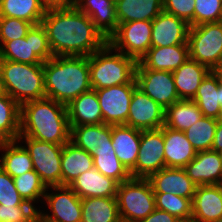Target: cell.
Listing matches in <instances>:
<instances>
[{"label":"cell","instance_id":"44dd1931","mask_svg":"<svg viewBox=\"0 0 222 222\" xmlns=\"http://www.w3.org/2000/svg\"><path fill=\"white\" fill-rule=\"evenodd\" d=\"M74 6L93 21L95 28L108 40L117 30L116 5L110 0H76Z\"/></svg>","mask_w":222,"mask_h":222},{"label":"cell","instance_id":"e575fe53","mask_svg":"<svg viewBox=\"0 0 222 222\" xmlns=\"http://www.w3.org/2000/svg\"><path fill=\"white\" fill-rule=\"evenodd\" d=\"M46 9L41 0H3L0 17L18 18L38 25Z\"/></svg>","mask_w":222,"mask_h":222},{"label":"cell","instance_id":"91938a15","mask_svg":"<svg viewBox=\"0 0 222 222\" xmlns=\"http://www.w3.org/2000/svg\"><path fill=\"white\" fill-rule=\"evenodd\" d=\"M75 1H76V0H72V6H74Z\"/></svg>","mask_w":222,"mask_h":222},{"label":"cell","instance_id":"7a4b0ae2","mask_svg":"<svg viewBox=\"0 0 222 222\" xmlns=\"http://www.w3.org/2000/svg\"><path fill=\"white\" fill-rule=\"evenodd\" d=\"M71 128L65 105L49 98L21 105L20 135L64 145L70 141Z\"/></svg>","mask_w":222,"mask_h":222},{"label":"cell","instance_id":"2e32d148","mask_svg":"<svg viewBox=\"0 0 222 222\" xmlns=\"http://www.w3.org/2000/svg\"><path fill=\"white\" fill-rule=\"evenodd\" d=\"M189 27L184 20L164 11L160 12L152 20L151 47L188 44Z\"/></svg>","mask_w":222,"mask_h":222},{"label":"cell","instance_id":"74e56055","mask_svg":"<svg viewBox=\"0 0 222 222\" xmlns=\"http://www.w3.org/2000/svg\"><path fill=\"white\" fill-rule=\"evenodd\" d=\"M15 187L20 196L26 201L30 202L36 208L37 203H43L44 194L46 193V185L41 181L40 176L34 171L30 170L13 178Z\"/></svg>","mask_w":222,"mask_h":222},{"label":"cell","instance_id":"9a60e30c","mask_svg":"<svg viewBox=\"0 0 222 222\" xmlns=\"http://www.w3.org/2000/svg\"><path fill=\"white\" fill-rule=\"evenodd\" d=\"M164 123L165 109L136 86L125 125L139 130H155L161 129Z\"/></svg>","mask_w":222,"mask_h":222},{"label":"cell","instance_id":"4316f807","mask_svg":"<svg viewBox=\"0 0 222 222\" xmlns=\"http://www.w3.org/2000/svg\"><path fill=\"white\" fill-rule=\"evenodd\" d=\"M93 167L90 153L71 141L65 143L61 156V186H69L80 174Z\"/></svg>","mask_w":222,"mask_h":222},{"label":"cell","instance_id":"d6986e66","mask_svg":"<svg viewBox=\"0 0 222 222\" xmlns=\"http://www.w3.org/2000/svg\"><path fill=\"white\" fill-rule=\"evenodd\" d=\"M188 59V44L151 47L148 52L137 61L136 68L173 72Z\"/></svg>","mask_w":222,"mask_h":222},{"label":"cell","instance_id":"8d00e7d4","mask_svg":"<svg viewBox=\"0 0 222 222\" xmlns=\"http://www.w3.org/2000/svg\"><path fill=\"white\" fill-rule=\"evenodd\" d=\"M218 119L203 116L185 130L187 139L197 152L211 150Z\"/></svg>","mask_w":222,"mask_h":222},{"label":"cell","instance_id":"603a6c76","mask_svg":"<svg viewBox=\"0 0 222 222\" xmlns=\"http://www.w3.org/2000/svg\"><path fill=\"white\" fill-rule=\"evenodd\" d=\"M165 167L184 168L197 154L184 132L163 126Z\"/></svg>","mask_w":222,"mask_h":222},{"label":"cell","instance_id":"7dc6e473","mask_svg":"<svg viewBox=\"0 0 222 222\" xmlns=\"http://www.w3.org/2000/svg\"><path fill=\"white\" fill-rule=\"evenodd\" d=\"M41 2L47 9L72 6V0H41Z\"/></svg>","mask_w":222,"mask_h":222},{"label":"cell","instance_id":"4dcf8cb0","mask_svg":"<svg viewBox=\"0 0 222 222\" xmlns=\"http://www.w3.org/2000/svg\"><path fill=\"white\" fill-rule=\"evenodd\" d=\"M192 101L198 105L203 116L220 118L222 110L221 84L212 71L202 80Z\"/></svg>","mask_w":222,"mask_h":222},{"label":"cell","instance_id":"cb8c5ba5","mask_svg":"<svg viewBox=\"0 0 222 222\" xmlns=\"http://www.w3.org/2000/svg\"><path fill=\"white\" fill-rule=\"evenodd\" d=\"M141 130L112 125V146L120 162L131 172L135 168L140 148Z\"/></svg>","mask_w":222,"mask_h":222},{"label":"cell","instance_id":"5b68a950","mask_svg":"<svg viewBox=\"0 0 222 222\" xmlns=\"http://www.w3.org/2000/svg\"><path fill=\"white\" fill-rule=\"evenodd\" d=\"M6 93L20 106L28 101L46 98L43 64L0 60Z\"/></svg>","mask_w":222,"mask_h":222},{"label":"cell","instance_id":"3957f363","mask_svg":"<svg viewBox=\"0 0 222 222\" xmlns=\"http://www.w3.org/2000/svg\"><path fill=\"white\" fill-rule=\"evenodd\" d=\"M46 98L63 105L92 90L88 56H53L43 64Z\"/></svg>","mask_w":222,"mask_h":222},{"label":"cell","instance_id":"6f0895ef","mask_svg":"<svg viewBox=\"0 0 222 222\" xmlns=\"http://www.w3.org/2000/svg\"><path fill=\"white\" fill-rule=\"evenodd\" d=\"M110 1H112L113 3H117L118 1H120V0H110Z\"/></svg>","mask_w":222,"mask_h":222},{"label":"cell","instance_id":"11a10c76","mask_svg":"<svg viewBox=\"0 0 222 222\" xmlns=\"http://www.w3.org/2000/svg\"><path fill=\"white\" fill-rule=\"evenodd\" d=\"M221 107H222V84H221Z\"/></svg>","mask_w":222,"mask_h":222},{"label":"cell","instance_id":"1f68e13d","mask_svg":"<svg viewBox=\"0 0 222 222\" xmlns=\"http://www.w3.org/2000/svg\"><path fill=\"white\" fill-rule=\"evenodd\" d=\"M81 222H120L116 197L81 198Z\"/></svg>","mask_w":222,"mask_h":222},{"label":"cell","instance_id":"680465c9","mask_svg":"<svg viewBox=\"0 0 222 222\" xmlns=\"http://www.w3.org/2000/svg\"><path fill=\"white\" fill-rule=\"evenodd\" d=\"M218 120H222V110H221V115H220V118Z\"/></svg>","mask_w":222,"mask_h":222},{"label":"cell","instance_id":"8992f818","mask_svg":"<svg viewBox=\"0 0 222 222\" xmlns=\"http://www.w3.org/2000/svg\"><path fill=\"white\" fill-rule=\"evenodd\" d=\"M116 199L124 222H138L156 209L155 195L147 178L131 177L120 183Z\"/></svg>","mask_w":222,"mask_h":222},{"label":"cell","instance_id":"681fc988","mask_svg":"<svg viewBox=\"0 0 222 222\" xmlns=\"http://www.w3.org/2000/svg\"><path fill=\"white\" fill-rule=\"evenodd\" d=\"M36 222H57L44 216L39 209L36 212Z\"/></svg>","mask_w":222,"mask_h":222},{"label":"cell","instance_id":"9c48e42d","mask_svg":"<svg viewBox=\"0 0 222 222\" xmlns=\"http://www.w3.org/2000/svg\"><path fill=\"white\" fill-rule=\"evenodd\" d=\"M28 151L34 171L49 186H61V156L63 145L36 140L30 137L17 139Z\"/></svg>","mask_w":222,"mask_h":222},{"label":"cell","instance_id":"5bb4252c","mask_svg":"<svg viewBox=\"0 0 222 222\" xmlns=\"http://www.w3.org/2000/svg\"><path fill=\"white\" fill-rule=\"evenodd\" d=\"M135 80L137 87L165 110L180 100L170 71L136 68Z\"/></svg>","mask_w":222,"mask_h":222},{"label":"cell","instance_id":"f5cc1de1","mask_svg":"<svg viewBox=\"0 0 222 222\" xmlns=\"http://www.w3.org/2000/svg\"><path fill=\"white\" fill-rule=\"evenodd\" d=\"M180 222H198V221L193 220V219H189V220H184V221H180Z\"/></svg>","mask_w":222,"mask_h":222},{"label":"cell","instance_id":"8fae6325","mask_svg":"<svg viewBox=\"0 0 222 222\" xmlns=\"http://www.w3.org/2000/svg\"><path fill=\"white\" fill-rule=\"evenodd\" d=\"M135 78L128 84L95 90L102 111L103 123L107 125H125L129 115V107Z\"/></svg>","mask_w":222,"mask_h":222},{"label":"cell","instance_id":"f546056e","mask_svg":"<svg viewBox=\"0 0 222 222\" xmlns=\"http://www.w3.org/2000/svg\"><path fill=\"white\" fill-rule=\"evenodd\" d=\"M115 5L118 24L137 20L152 21L163 11V0H120Z\"/></svg>","mask_w":222,"mask_h":222},{"label":"cell","instance_id":"836d02e7","mask_svg":"<svg viewBox=\"0 0 222 222\" xmlns=\"http://www.w3.org/2000/svg\"><path fill=\"white\" fill-rule=\"evenodd\" d=\"M93 165L103 175L112 178L119 184L131 178L130 172L120 162L113 146H102L91 154Z\"/></svg>","mask_w":222,"mask_h":222},{"label":"cell","instance_id":"7402d4cb","mask_svg":"<svg viewBox=\"0 0 222 222\" xmlns=\"http://www.w3.org/2000/svg\"><path fill=\"white\" fill-rule=\"evenodd\" d=\"M119 183L103 175L96 168L80 174L69 187L80 198L116 197Z\"/></svg>","mask_w":222,"mask_h":222},{"label":"cell","instance_id":"30bf717a","mask_svg":"<svg viewBox=\"0 0 222 222\" xmlns=\"http://www.w3.org/2000/svg\"><path fill=\"white\" fill-rule=\"evenodd\" d=\"M151 33L152 21L121 23L107 42L115 50L139 61L151 48Z\"/></svg>","mask_w":222,"mask_h":222},{"label":"cell","instance_id":"d4e9b609","mask_svg":"<svg viewBox=\"0 0 222 222\" xmlns=\"http://www.w3.org/2000/svg\"><path fill=\"white\" fill-rule=\"evenodd\" d=\"M211 70L189 58L173 71L176 92L180 100H192L202 82Z\"/></svg>","mask_w":222,"mask_h":222},{"label":"cell","instance_id":"f907efd6","mask_svg":"<svg viewBox=\"0 0 222 222\" xmlns=\"http://www.w3.org/2000/svg\"><path fill=\"white\" fill-rule=\"evenodd\" d=\"M4 94H7V93H6V90H5V87H4V82H3L2 74H1V71H0V96H2Z\"/></svg>","mask_w":222,"mask_h":222},{"label":"cell","instance_id":"ee69618b","mask_svg":"<svg viewBox=\"0 0 222 222\" xmlns=\"http://www.w3.org/2000/svg\"><path fill=\"white\" fill-rule=\"evenodd\" d=\"M195 0H163V11L194 26Z\"/></svg>","mask_w":222,"mask_h":222},{"label":"cell","instance_id":"b9f144b4","mask_svg":"<svg viewBox=\"0 0 222 222\" xmlns=\"http://www.w3.org/2000/svg\"><path fill=\"white\" fill-rule=\"evenodd\" d=\"M38 208L30 202L18 206L0 204V222H27L37 212Z\"/></svg>","mask_w":222,"mask_h":222},{"label":"cell","instance_id":"db71d44e","mask_svg":"<svg viewBox=\"0 0 222 222\" xmlns=\"http://www.w3.org/2000/svg\"><path fill=\"white\" fill-rule=\"evenodd\" d=\"M210 222H222V218H220V219H215V220H212V221H210Z\"/></svg>","mask_w":222,"mask_h":222},{"label":"cell","instance_id":"60d3db41","mask_svg":"<svg viewBox=\"0 0 222 222\" xmlns=\"http://www.w3.org/2000/svg\"><path fill=\"white\" fill-rule=\"evenodd\" d=\"M33 24L18 18L0 17V47L6 42L24 38Z\"/></svg>","mask_w":222,"mask_h":222},{"label":"cell","instance_id":"484cf974","mask_svg":"<svg viewBox=\"0 0 222 222\" xmlns=\"http://www.w3.org/2000/svg\"><path fill=\"white\" fill-rule=\"evenodd\" d=\"M70 126L102 124L103 116L95 90L82 93L68 105Z\"/></svg>","mask_w":222,"mask_h":222},{"label":"cell","instance_id":"ac0fdd59","mask_svg":"<svg viewBox=\"0 0 222 222\" xmlns=\"http://www.w3.org/2000/svg\"><path fill=\"white\" fill-rule=\"evenodd\" d=\"M187 176L197 185L222 184V158L212 150L197 152L196 157L184 167Z\"/></svg>","mask_w":222,"mask_h":222},{"label":"cell","instance_id":"ffe728a7","mask_svg":"<svg viewBox=\"0 0 222 222\" xmlns=\"http://www.w3.org/2000/svg\"><path fill=\"white\" fill-rule=\"evenodd\" d=\"M222 218V184L200 185L192 198V219L210 222Z\"/></svg>","mask_w":222,"mask_h":222},{"label":"cell","instance_id":"e0dca14e","mask_svg":"<svg viewBox=\"0 0 222 222\" xmlns=\"http://www.w3.org/2000/svg\"><path fill=\"white\" fill-rule=\"evenodd\" d=\"M147 179L154 193H172L189 199L193 198L197 187L184 168L164 167Z\"/></svg>","mask_w":222,"mask_h":222},{"label":"cell","instance_id":"d6a6232c","mask_svg":"<svg viewBox=\"0 0 222 222\" xmlns=\"http://www.w3.org/2000/svg\"><path fill=\"white\" fill-rule=\"evenodd\" d=\"M203 117L198 105L192 100H179L165 110V127L185 132Z\"/></svg>","mask_w":222,"mask_h":222},{"label":"cell","instance_id":"816d5d0a","mask_svg":"<svg viewBox=\"0 0 222 222\" xmlns=\"http://www.w3.org/2000/svg\"><path fill=\"white\" fill-rule=\"evenodd\" d=\"M27 222H36V213H35V215H34L29 221H27Z\"/></svg>","mask_w":222,"mask_h":222},{"label":"cell","instance_id":"f1b7e54d","mask_svg":"<svg viewBox=\"0 0 222 222\" xmlns=\"http://www.w3.org/2000/svg\"><path fill=\"white\" fill-rule=\"evenodd\" d=\"M0 152V167L12 178L34 170L28 151L18 140L0 142Z\"/></svg>","mask_w":222,"mask_h":222},{"label":"cell","instance_id":"f35d334b","mask_svg":"<svg viewBox=\"0 0 222 222\" xmlns=\"http://www.w3.org/2000/svg\"><path fill=\"white\" fill-rule=\"evenodd\" d=\"M156 208L168 212L180 221L192 219V199L172 193H154Z\"/></svg>","mask_w":222,"mask_h":222},{"label":"cell","instance_id":"9f6ffc18","mask_svg":"<svg viewBox=\"0 0 222 222\" xmlns=\"http://www.w3.org/2000/svg\"><path fill=\"white\" fill-rule=\"evenodd\" d=\"M2 2L3 0H0V13H1Z\"/></svg>","mask_w":222,"mask_h":222},{"label":"cell","instance_id":"ab89813d","mask_svg":"<svg viewBox=\"0 0 222 222\" xmlns=\"http://www.w3.org/2000/svg\"><path fill=\"white\" fill-rule=\"evenodd\" d=\"M222 20V0H195L194 26Z\"/></svg>","mask_w":222,"mask_h":222},{"label":"cell","instance_id":"7c38bea8","mask_svg":"<svg viewBox=\"0 0 222 222\" xmlns=\"http://www.w3.org/2000/svg\"><path fill=\"white\" fill-rule=\"evenodd\" d=\"M43 202L49 209L39 211L47 218L57 222H81V198L69 186L47 187Z\"/></svg>","mask_w":222,"mask_h":222},{"label":"cell","instance_id":"52a82bcc","mask_svg":"<svg viewBox=\"0 0 222 222\" xmlns=\"http://www.w3.org/2000/svg\"><path fill=\"white\" fill-rule=\"evenodd\" d=\"M53 57L47 34L42 24L33 25L26 37L6 41L0 47V60L27 64H44Z\"/></svg>","mask_w":222,"mask_h":222},{"label":"cell","instance_id":"6da1fadb","mask_svg":"<svg viewBox=\"0 0 222 222\" xmlns=\"http://www.w3.org/2000/svg\"><path fill=\"white\" fill-rule=\"evenodd\" d=\"M41 24L53 56H90L107 43L90 17L75 6L46 9Z\"/></svg>","mask_w":222,"mask_h":222},{"label":"cell","instance_id":"277c9868","mask_svg":"<svg viewBox=\"0 0 222 222\" xmlns=\"http://www.w3.org/2000/svg\"><path fill=\"white\" fill-rule=\"evenodd\" d=\"M93 90L128 84L135 78L137 61L115 50L108 42L88 56Z\"/></svg>","mask_w":222,"mask_h":222},{"label":"cell","instance_id":"f6af8a7d","mask_svg":"<svg viewBox=\"0 0 222 222\" xmlns=\"http://www.w3.org/2000/svg\"><path fill=\"white\" fill-rule=\"evenodd\" d=\"M138 222H180V220L168 212L156 208L145 219Z\"/></svg>","mask_w":222,"mask_h":222},{"label":"cell","instance_id":"7bdbcfd3","mask_svg":"<svg viewBox=\"0 0 222 222\" xmlns=\"http://www.w3.org/2000/svg\"><path fill=\"white\" fill-rule=\"evenodd\" d=\"M25 202L18 193L13 178L0 167V204L18 206Z\"/></svg>","mask_w":222,"mask_h":222},{"label":"cell","instance_id":"4fadbf2b","mask_svg":"<svg viewBox=\"0 0 222 222\" xmlns=\"http://www.w3.org/2000/svg\"><path fill=\"white\" fill-rule=\"evenodd\" d=\"M165 167L164 138L161 129L141 130L140 148L133 178H148Z\"/></svg>","mask_w":222,"mask_h":222},{"label":"cell","instance_id":"d590c367","mask_svg":"<svg viewBox=\"0 0 222 222\" xmlns=\"http://www.w3.org/2000/svg\"><path fill=\"white\" fill-rule=\"evenodd\" d=\"M20 117L21 106L8 94L0 96V142L18 139Z\"/></svg>","mask_w":222,"mask_h":222},{"label":"cell","instance_id":"bcb514c9","mask_svg":"<svg viewBox=\"0 0 222 222\" xmlns=\"http://www.w3.org/2000/svg\"><path fill=\"white\" fill-rule=\"evenodd\" d=\"M211 150L215 152L222 151V120H218Z\"/></svg>","mask_w":222,"mask_h":222},{"label":"cell","instance_id":"ba28073f","mask_svg":"<svg viewBox=\"0 0 222 222\" xmlns=\"http://www.w3.org/2000/svg\"><path fill=\"white\" fill-rule=\"evenodd\" d=\"M189 58L212 70L222 61V22L189 27Z\"/></svg>","mask_w":222,"mask_h":222},{"label":"cell","instance_id":"83f0119b","mask_svg":"<svg viewBox=\"0 0 222 222\" xmlns=\"http://www.w3.org/2000/svg\"><path fill=\"white\" fill-rule=\"evenodd\" d=\"M70 141L92 154L102 146H112V125L94 124L70 126Z\"/></svg>","mask_w":222,"mask_h":222},{"label":"cell","instance_id":"c3c4849f","mask_svg":"<svg viewBox=\"0 0 222 222\" xmlns=\"http://www.w3.org/2000/svg\"><path fill=\"white\" fill-rule=\"evenodd\" d=\"M211 71L217 77L218 82L222 84V61L218 65H216Z\"/></svg>","mask_w":222,"mask_h":222}]
</instances>
